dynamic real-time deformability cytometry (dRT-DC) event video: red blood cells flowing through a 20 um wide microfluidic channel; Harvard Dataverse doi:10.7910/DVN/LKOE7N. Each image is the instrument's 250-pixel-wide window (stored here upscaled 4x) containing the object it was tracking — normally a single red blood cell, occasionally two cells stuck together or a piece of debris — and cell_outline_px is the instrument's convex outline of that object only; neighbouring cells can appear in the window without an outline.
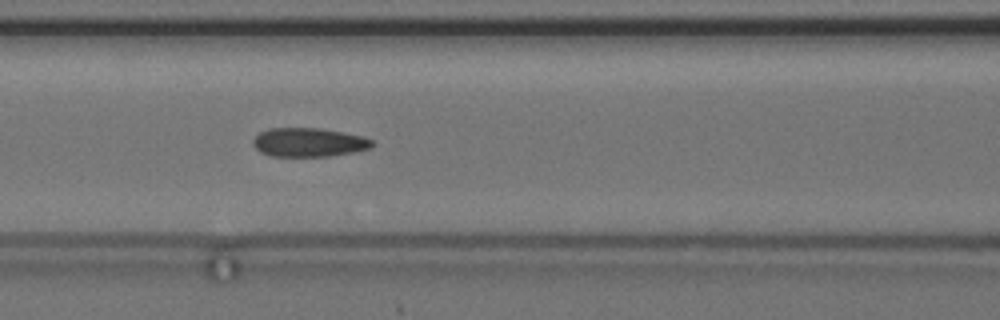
{"species": "common noctule bat (a hibernating species)", "species_latin": "Nyctalus noctula", "temperature_condition": "cold", "stored_images_in_passage": 46, "camera_frame_rate_fps": 3000, "um_per_image_px": 0.085, "animal": {"sex": "female", "body_mass_g": 24.6, "forearm_length_mm": 56.2}, "frame": {"image": 1, "passage_image": 14, "time_ms": 4.333, "image_size_px": [1000, 320], "cell_outline_px": [[376, 144], [372, 148], [352, 152], [328, 156], [272, 156], [260, 152], [252, 144], [252, 140], [260, 132], [268, 128], [320, 128], [364, 136], [372, 140]], "centroid_in_image_um": [26.26, 12.09], "position_along_channel_um": 140.3, "area_um2": 20.11}}
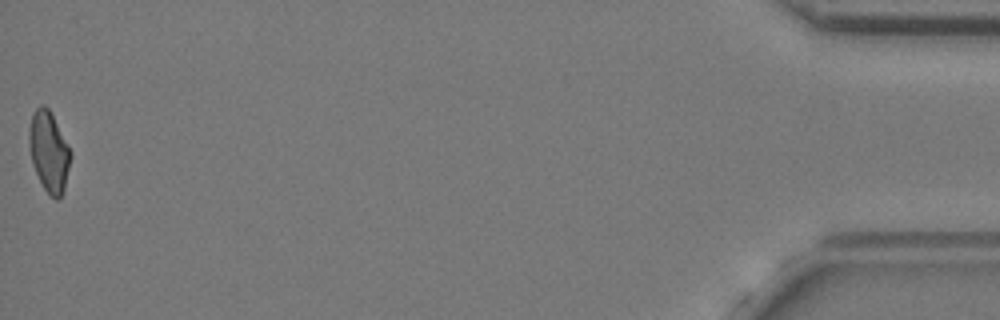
{"frame": {"image": 2, "passage_image": 46, "time_ms": 15.0, "image_size_px": [1000, 320], "cell_outline_px": [[72, 156], [64, 188], [60, 196], [56, 200], [48, 196], [32, 164], [28, 144], [28, 128], [32, 112], [40, 104], [44, 104], [48, 108], [72, 152]], "centroid_in_image_um": [4.14, 12.87], "position_along_channel_um": 431.1, "area_um2": 19.59}, "authors_computed_cell_mechanics": {"area_um2": 19.7387, "velocity_mm_per_s": 3.6438, "shape_relaxation_time_tau1_ms": null, "shape_relaxation_time_tau2_ms": 2.7936, "deformation_change_tau1": null, "deformation_change_tau2": 0.087}}